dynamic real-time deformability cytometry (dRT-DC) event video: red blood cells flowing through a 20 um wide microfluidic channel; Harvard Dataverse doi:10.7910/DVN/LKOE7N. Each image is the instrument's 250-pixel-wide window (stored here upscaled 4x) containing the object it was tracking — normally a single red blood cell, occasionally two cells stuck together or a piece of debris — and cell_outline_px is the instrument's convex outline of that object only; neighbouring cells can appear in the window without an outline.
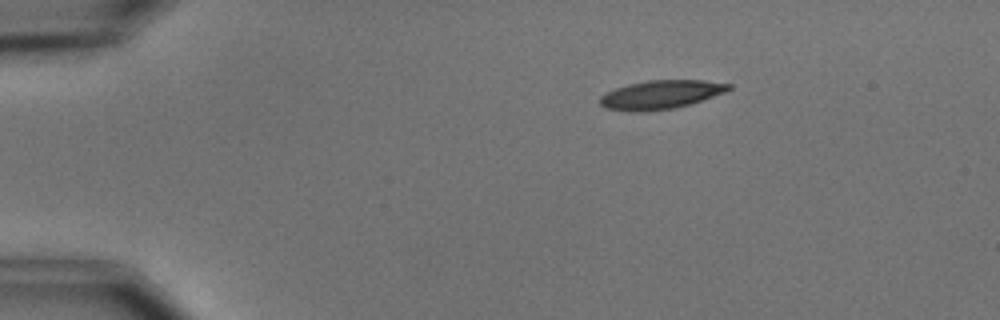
{"species": "common noctule bat (a hibernating species)", "species_latin": "Nyctalus noctula", "temperature_condition": "cold", "stored_images_in_passage": 3, "camera_frame_rate_fps": 3000, "um_per_image_px": 0.085, "animal": {"sex": "male", "body_mass_g": 15.6}, "frame": {"image": 1, "passage_image": 1, "time_ms": 0.0, "image_size_px": [1000, 320], "cell_outline_px": [[732, 88], [724, 92], [688, 104], [672, 108], [644, 112], [628, 112], [604, 108], [600, 104], [600, 96], [616, 88], [628, 84], [648, 80], [704, 80], [732, 84]], "centroid_in_image_um": [56.12, 8.04], "position_along_channel_um": 28.9, "area_um2": 21.39}}